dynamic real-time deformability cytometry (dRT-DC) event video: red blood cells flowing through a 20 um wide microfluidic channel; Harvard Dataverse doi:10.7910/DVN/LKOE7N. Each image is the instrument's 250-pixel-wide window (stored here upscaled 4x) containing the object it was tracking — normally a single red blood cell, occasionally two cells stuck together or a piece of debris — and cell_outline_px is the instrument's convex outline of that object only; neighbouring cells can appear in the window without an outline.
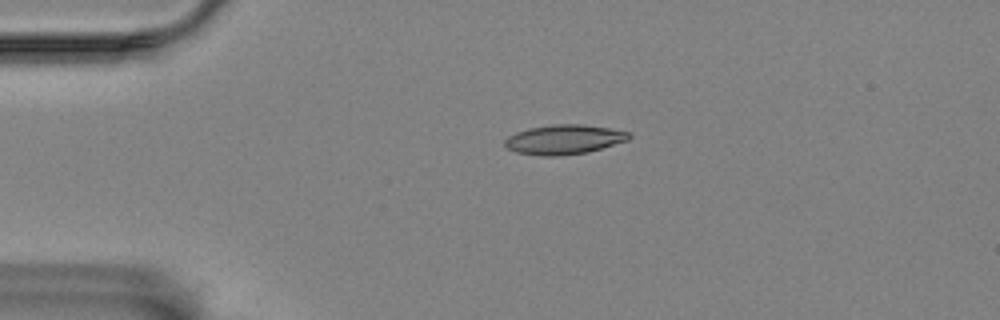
{"species": "Egyptian fruit bat (a non-hibernating species)", "species_latin": "Rousettus aegyptiacus", "temperature_condition": "room temperature", "stored_images_in_passage": 47, "camera_frame_rate_fps": 3000, "um_per_image_px": 0.085, "animal": {"sex": "female"}, "frame": {"image": 1, "passage_image": 2, "time_ms": 0.333, "image_size_px": [1000, 320], "cell_outline_px": [[632, 136], [628, 140], [588, 152], [560, 156], [540, 156], [516, 152], [508, 148], [504, 144], [504, 140], [508, 136], [516, 132], [528, 128], [552, 124], [584, 124], [608, 128], [628, 132]], "centroid_in_image_um": [47.92, 11.86], "position_along_channel_um": 37.1, "area_um2": 21.44}}
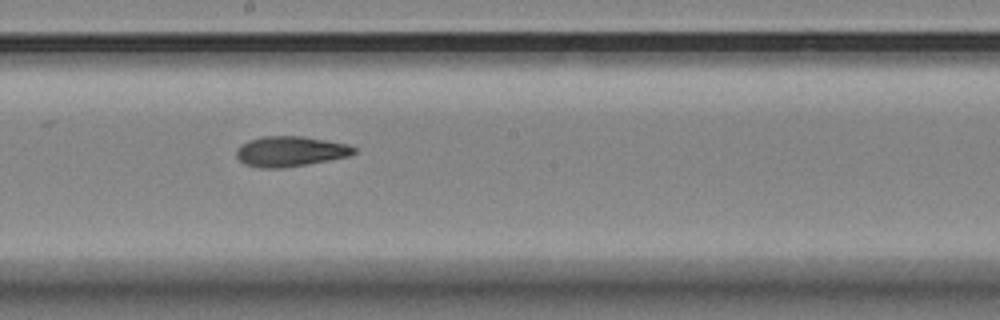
{"frame": {"image": 2, "passage_image": 21, "time_ms": 6.667, "image_size_px": [1000, 320], "cell_outline_px": [[356, 152], [348, 156], [328, 160], [280, 168], [260, 168], [244, 164], [236, 156], [236, 148], [240, 144], [248, 140], [264, 136], [304, 136], [348, 144], [356, 148]], "centroid_in_image_um": [24.64, 12.85], "position_along_channel_um": 223.6, "area_um2": 20.69}}
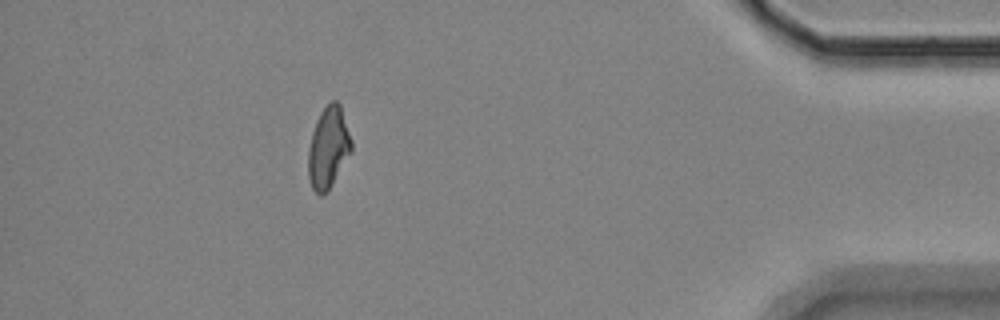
{"frame": {"image": 3, "passage_image": 41, "time_ms": 13.333, "image_size_px": [1000, 320], "cell_outline_px": [[352, 152], [328, 188], [320, 196], [312, 188], [308, 176], [308, 148], [312, 132], [316, 120], [320, 112], [332, 100], [336, 100], [340, 104], [352, 140]], "centroid_in_image_um": [27.9, 12.51], "position_along_channel_um": 407.3, "area_um2": 20.29}, "authors_computed_cell_mechanics": {"area_um2": 20.5768, "velocity_mm_per_s": 3.4688, "shape_relaxation_time_tau1_ms": null, "shape_relaxation_time_tau2_ms": 3.5648, "deformation_change_tau1": null, "deformation_change_tau2": 0.1069}}